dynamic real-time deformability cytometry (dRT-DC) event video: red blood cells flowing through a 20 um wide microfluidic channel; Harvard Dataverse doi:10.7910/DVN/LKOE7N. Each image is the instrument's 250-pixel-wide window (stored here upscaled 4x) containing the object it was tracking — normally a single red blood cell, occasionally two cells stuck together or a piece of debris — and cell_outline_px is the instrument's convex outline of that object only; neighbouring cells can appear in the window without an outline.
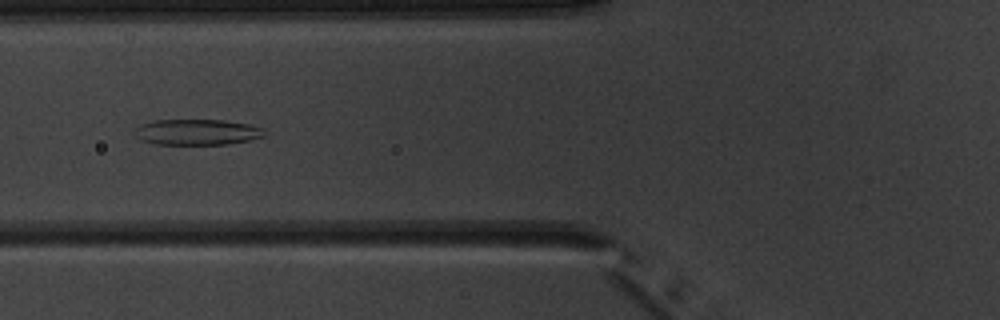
{"species": "common noctule bat (a hibernating species)", "species_latin": "Nyctalus noctula", "temperature_condition": "warm", "stored_images_in_passage": 6, "camera_frame_rate_fps": 3000, "um_per_image_px": 0.085, "animal": {"sex": "male", "body_mass_g": 20.1, "forearm_length_mm": 53.5}, "frame": {"image": 1, "passage_image": 5, "time_ms": 5.667, "image_size_px": [1000, 320], "cell_outline_px": [[268, 132], [264, 136], [252, 140], [228, 144], [156, 144], [140, 140], [136, 136], [136, 128], [140, 124], [152, 120], [224, 120], [248, 124], [264, 128]], "centroid_in_image_um": [16.79, 11.22], "position_along_channel_um": 109.0, "area_um2": 19.65}}